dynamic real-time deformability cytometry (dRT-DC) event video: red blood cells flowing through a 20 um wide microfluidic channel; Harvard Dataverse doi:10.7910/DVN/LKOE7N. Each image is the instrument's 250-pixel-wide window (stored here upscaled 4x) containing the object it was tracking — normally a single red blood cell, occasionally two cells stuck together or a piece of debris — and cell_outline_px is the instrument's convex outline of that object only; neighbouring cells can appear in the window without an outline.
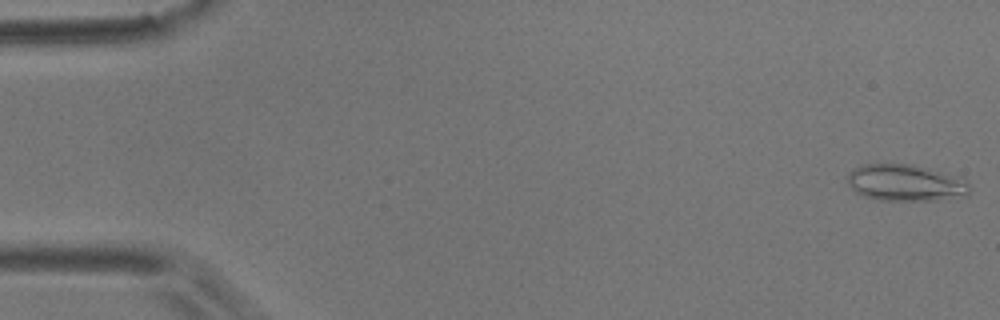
{"species": "common noctule bat (a hibernating species)", "species_latin": "Nyctalus noctula", "temperature_condition": "room temperature", "stored_images_in_passage": 56, "camera_frame_rate_fps": 3000, "um_per_image_px": 0.085, "animal": {"sex": "male", "body_mass_g": 17.9}, "frame": {"image": 1, "passage_image": 1, "time_ms": 0.0, "image_size_px": [1000, 320], "cell_outline_px": [[968, 196], [936, 200], [880, 200], [864, 196], [856, 192], [848, 184], [848, 172], [852, 168], [864, 164], [912, 164], [960, 176], [968, 184]], "centroid_in_image_um": [76.97, 15.53], "position_along_channel_um": 8.0, "area_um2": 26.13}}
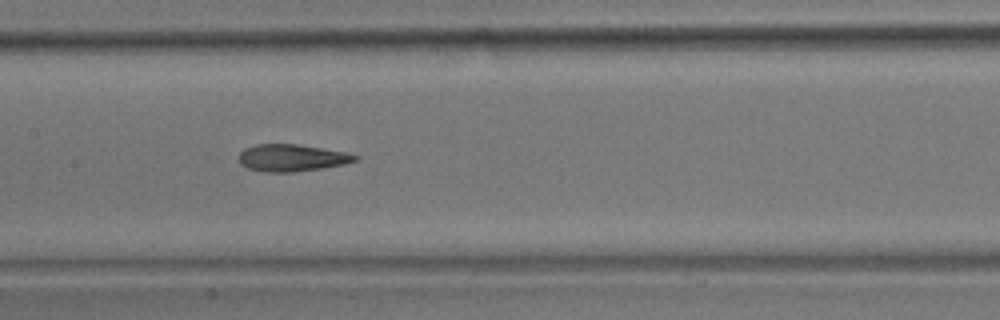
{"frame": {"image": 2, "passage_image": 27, "time_ms": 8.667, "image_size_px": [1000, 320], "cell_outline_px": [[360, 156], [356, 160], [344, 164], [320, 168], [292, 172], [260, 172], [248, 168], [240, 164], [240, 152], [244, 148], [256, 144], [296, 144], [344, 152]], "centroid_in_image_um": [24.76, 13.42], "position_along_channel_um": 182.6, "area_um2": 18.15}}
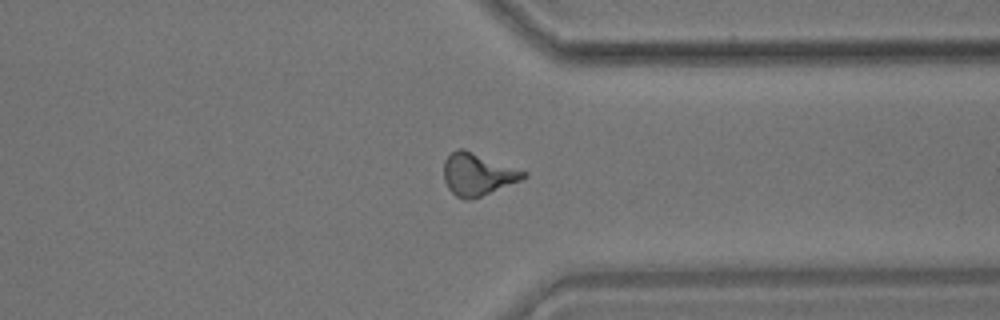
{"frame": {"image": 3, "passage_image": 43, "time_ms": 14.0, "image_size_px": [1000, 320], "cell_outline_px": [[528, 176], [520, 180], [472, 200], [464, 200], [456, 196], [448, 188], [444, 180], [444, 160], [452, 152], [460, 148], [464, 148], [528, 172]], "centroid_in_image_um": [40.59, 14.81], "position_along_channel_um": 370.8, "area_um2": 19.65}, "authors_computed_cell_mechanics": {"area_um2": 19.0451, "velocity_mm_per_s": 3.5682, "shape_relaxation_time_tau1_ms": 9.8537, "shape_relaxation_time_tau2_ms": 2.3539, "deformation_change_tau1": 0.2462, "deformation_change_tau2": 0.1064}}